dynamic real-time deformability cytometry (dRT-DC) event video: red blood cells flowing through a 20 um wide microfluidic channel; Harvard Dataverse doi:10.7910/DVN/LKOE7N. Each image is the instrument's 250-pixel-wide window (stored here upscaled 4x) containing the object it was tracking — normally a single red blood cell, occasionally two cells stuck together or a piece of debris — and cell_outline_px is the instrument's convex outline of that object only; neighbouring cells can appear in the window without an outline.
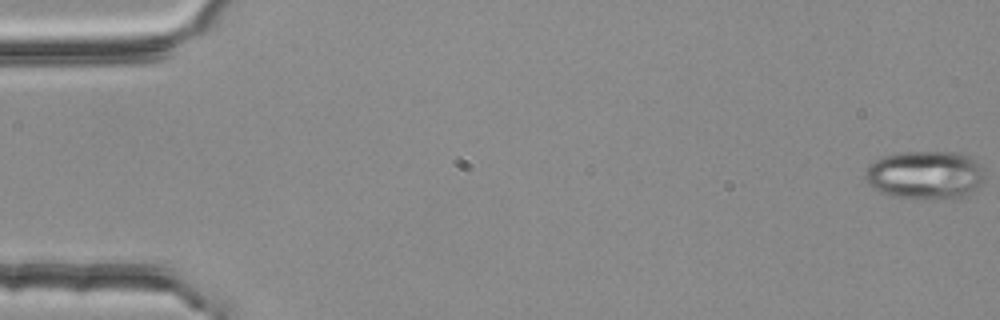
{"species": "common noctule bat (a hibernating species)", "species_latin": "Nyctalus noctula", "temperature_condition": "room temperature", "stored_images_in_passage": 4, "camera_frame_rate_fps": 3000, "um_per_image_px": 0.085, "animal": {"sex": "female", "body_mass_g": 25.1}, "frame": {"image": 1, "passage_image": 1, "time_ms": 0.0, "image_size_px": [1000, 320], "cell_outline_px": [[984, 180], [980, 188], [968, 196], [960, 200], [952, 200], [892, 196], [880, 192], [872, 188], [868, 184], [864, 176], [864, 172], [876, 160], [884, 156], [904, 152], [960, 152], [976, 156]], "centroid_in_image_um": [78.73, 14.89], "position_along_channel_um": 6.3, "area_um2": 34.39}}